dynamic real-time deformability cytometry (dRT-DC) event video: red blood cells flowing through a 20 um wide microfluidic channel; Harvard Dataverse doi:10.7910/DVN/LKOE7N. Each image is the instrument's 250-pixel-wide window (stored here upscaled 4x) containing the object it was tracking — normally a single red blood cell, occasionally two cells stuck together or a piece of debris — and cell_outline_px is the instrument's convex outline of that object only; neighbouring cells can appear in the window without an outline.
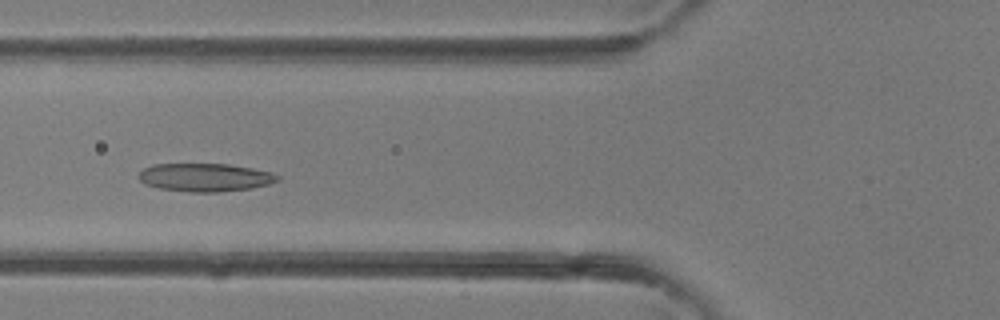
{"species": "common noctule bat (a hibernating species)", "species_latin": "Nyctalus noctula", "temperature_condition": "room temperature", "stored_images_in_passage": 41, "camera_frame_rate_fps": 3000, "um_per_image_px": 0.085, "animal": {"sex": "female"}, "frame": {"image": 1, "passage_image": 15, "time_ms": 4.667, "image_size_px": [1000, 320], "cell_outline_px": [[280, 180], [268, 184], [252, 188], [220, 192], [188, 192], [160, 188], [144, 184], [136, 176], [144, 168], [152, 164], [228, 164], [252, 168], [272, 172], [280, 176]], "centroid_in_image_um": [17.43, 15.08], "position_along_channel_um": 108.4, "area_um2": 22.95}}
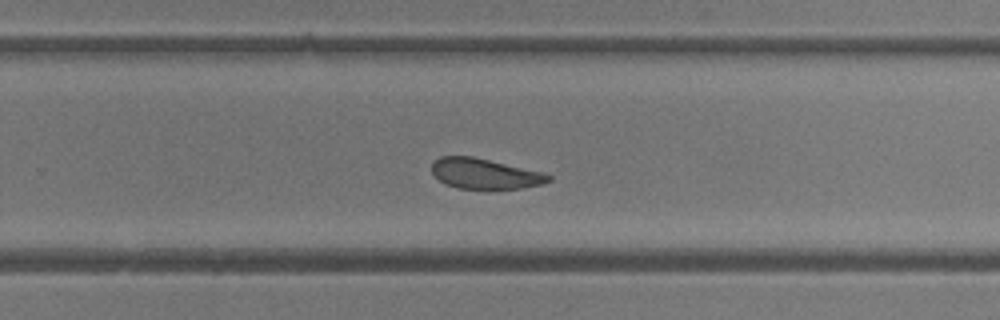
{"frame": {"image": 2, "passage_image": 26, "time_ms": 8.333, "image_size_px": [1000, 320], "cell_outline_px": [[552, 180], [544, 184], [520, 188], [456, 188], [444, 184], [432, 172], [432, 160], [440, 156], [472, 156], [544, 172], [552, 176]], "centroid_in_image_um": [41.21, 14.75], "position_along_channel_um": 288.6, "area_um2": 20.69}}
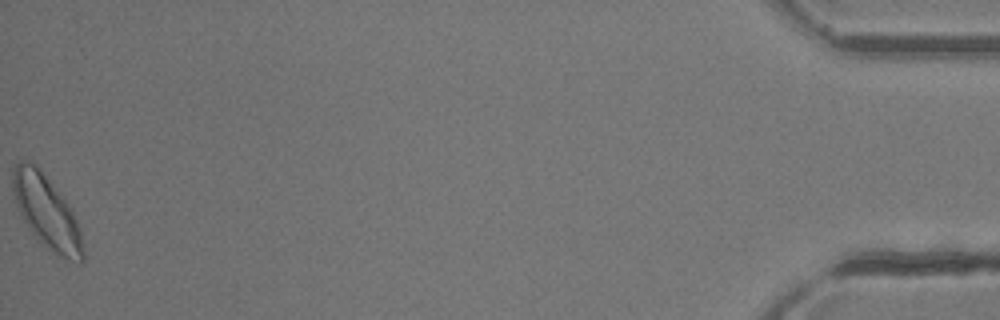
{"frame": {"image": 3, "passage_image": 41, "time_ms": 13.333, "image_size_px": [1000, 320], "cell_outline_px": [[84, 264], [80, 264], [56, 256], [32, 232], [24, 220], [16, 204], [12, 188], [12, 172], [16, 164], [20, 160], [28, 160], [36, 164], [72, 208], [80, 232], [84, 252]], "centroid_in_image_um": [3.98, 18.03], "position_along_channel_um": 431.2, "area_um2": 29.77}}